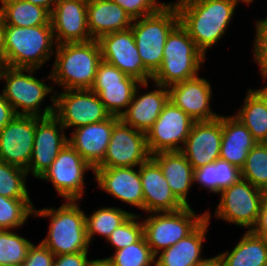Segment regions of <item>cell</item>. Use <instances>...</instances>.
Masks as SVG:
<instances>
[{"label":"cell","mask_w":267,"mask_h":266,"mask_svg":"<svg viewBox=\"0 0 267 266\" xmlns=\"http://www.w3.org/2000/svg\"><path fill=\"white\" fill-rule=\"evenodd\" d=\"M173 3L178 9L180 24L205 56L226 34L235 8L240 4L238 0H178Z\"/></svg>","instance_id":"1"},{"label":"cell","mask_w":267,"mask_h":266,"mask_svg":"<svg viewBox=\"0 0 267 266\" xmlns=\"http://www.w3.org/2000/svg\"><path fill=\"white\" fill-rule=\"evenodd\" d=\"M53 68L45 78L63 90L91 89L101 50L97 40L56 45Z\"/></svg>","instance_id":"2"},{"label":"cell","mask_w":267,"mask_h":266,"mask_svg":"<svg viewBox=\"0 0 267 266\" xmlns=\"http://www.w3.org/2000/svg\"><path fill=\"white\" fill-rule=\"evenodd\" d=\"M79 201L66 200L54 209H34V217L50 218L48 235L41 241L55 256L76 252H89L85 211ZM89 246V247H88Z\"/></svg>","instance_id":"3"},{"label":"cell","mask_w":267,"mask_h":266,"mask_svg":"<svg viewBox=\"0 0 267 266\" xmlns=\"http://www.w3.org/2000/svg\"><path fill=\"white\" fill-rule=\"evenodd\" d=\"M51 25L16 27L4 25V65L40 69L55 54ZM54 49V50H53Z\"/></svg>","instance_id":"4"},{"label":"cell","mask_w":267,"mask_h":266,"mask_svg":"<svg viewBox=\"0 0 267 266\" xmlns=\"http://www.w3.org/2000/svg\"><path fill=\"white\" fill-rule=\"evenodd\" d=\"M38 69L13 68L6 65L0 67V80L5 81L2 90L4 97L13 107L16 115L49 117L55 112V93L53 87L48 86L44 79L34 75ZM52 93V104L42 109L46 97ZM42 109V110H41Z\"/></svg>","instance_id":"5"},{"label":"cell","mask_w":267,"mask_h":266,"mask_svg":"<svg viewBox=\"0 0 267 266\" xmlns=\"http://www.w3.org/2000/svg\"><path fill=\"white\" fill-rule=\"evenodd\" d=\"M206 56L196 47L188 31L179 23L168 35L163 61L152 75L154 83L169 87L199 75Z\"/></svg>","instance_id":"6"},{"label":"cell","mask_w":267,"mask_h":266,"mask_svg":"<svg viewBox=\"0 0 267 266\" xmlns=\"http://www.w3.org/2000/svg\"><path fill=\"white\" fill-rule=\"evenodd\" d=\"M179 23L178 9L172 1L155 14L133 20L130 28L139 56L152 75L162 64L168 35Z\"/></svg>","instance_id":"7"},{"label":"cell","mask_w":267,"mask_h":266,"mask_svg":"<svg viewBox=\"0 0 267 266\" xmlns=\"http://www.w3.org/2000/svg\"><path fill=\"white\" fill-rule=\"evenodd\" d=\"M149 214L142 219L143 236L154 255L185 238L206 218L205 212L197 215L191 206Z\"/></svg>","instance_id":"8"},{"label":"cell","mask_w":267,"mask_h":266,"mask_svg":"<svg viewBox=\"0 0 267 266\" xmlns=\"http://www.w3.org/2000/svg\"><path fill=\"white\" fill-rule=\"evenodd\" d=\"M265 191L241 179L222 190L220 201L214 211L217 219L252 231L259 220L260 207Z\"/></svg>","instance_id":"9"},{"label":"cell","mask_w":267,"mask_h":266,"mask_svg":"<svg viewBox=\"0 0 267 266\" xmlns=\"http://www.w3.org/2000/svg\"><path fill=\"white\" fill-rule=\"evenodd\" d=\"M55 93L54 116L65 129H74L108 119L111 114L105 109L98 94L91 89L63 90Z\"/></svg>","instance_id":"10"},{"label":"cell","mask_w":267,"mask_h":266,"mask_svg":"<svg viewBox=\"0 0 267 266\" xmlns=\"http://www.w3.org/2000/svg\"><path fill=\"white\" fill-rule=\"evenodd\" d=\"M92 168L68 143L39 180L50 181L58 194L70 201H81L85 193V175Z\"/></svg>","instance_id":"11"},{"label":"cell","mask_w":267,"mask_h":266,"mask_svg":"<svg viewBox=\"0 0 267 266\" xmlns=\"http://www.w3.org/2000/svg\"><path fill=\"white\" fill-rule=\"evenodd\" d=\"M195 122L187 113L168 100L154 125L146 133L150 155L181 151Z\"/></svg>","instance_id":"12"},{"label":"cell","mask_w":267,"mask_h":266,"mask_svg":"<svg viewBox=\"0 0 267 266\" xmlns=\"http://www.w3.org/2000/svg\"><path fill=\"white\" fill-rule=\"evenodd\" d=\"M140 83L114 65L101 60L91 90L98 94L105 109L111 115L121 117L127 110L135 89Z\"/></svg>","instance_id":"13"},{"label":"cell","mask_w":267,"mask_h":266,"mask_svg":"<svg viewBox=\"0 0 267 266\" xmlns=\"http://www.w3.org/2000/svg\"><path fill=\"white\" fill-rule=\"evenodd\" d=\"M150 157L146 133L120 119L113 126L105 157L96 168L139 167Z\"/></svg>","instance_id":"14"},{"label":"cell","mask_w":267,"mask_h":266,"mask_svg":"<svg viewBox=\"0 0 267 266\" xmlns=\"http://www.w3.org/2000/svg\"><path fill=\"white\" fill-rule=\"evenodd\" d=\"M97 41L102 60L141 83L152 80V74L143 66L131 28L103 35Z\"/></svg>","instance_id":"15"},{"label":"cell","mask_w":267,"mask_h":266,"mask_svg":"<svg viewBox=\"0 0 267 266\" xmlns=\"http://www.w3.org/2000/svg\"><path fill=\"white\" fill-rule=\"evenodd\" d=\"M36 130V117L16 115L0 130V160L28 169Z\"/></svg>","instance_id":"16"},{"label":"cell","mask_w":267,"mask_h":266,"mask_svg":"<svg viewBox=\"0 0 267 266\" xmlns=\"http://www.w3.org/2000/svg\"><path fill=\"white\" fill-rule=\"evenodd\" d=\"M65 127L54 116L36 117V130L32 157L26 172L40 178L57 158L60 150L68 144Z\"/></svg>","instance_id":"17"},{"label":"cell","mask_w":267,"mask_h":266,"mask_svg":"<svg viewBox=\"0 0 267 266\" xmlns=\"http://www.w3.org/2000/svg\"><path fill=\"white\" fill-rule=\"evenodd\" d=\"M88 0H58L50 22L56 45L93 40L88 28Z\"/></svg>","instance_id":"18"},{"label":"cell","mask_w":267,"mask_h":266,"mask_svg":"<svg viewBox=\"0 0 267 266\" xmlns=\"http://www.w3.org/2000/svg\"><path fill=\"white\" fill-rule=\"evenodd\" d=\"M222 142V115L212 121L195 122L181 153L193 169L220 159Z\"/></svg>","instance_id":"19"},{"label":"cell","mask_w":267,"mask_h":266,"mask_svg":"<svg viewBox=\"0 0 267 266\" xmlns=\"http://www.w3.org/2000/svg\"><path fill=\"white\" fill-rule=\"evenodd\" d=\"M199 76L170 85L169 100L196 122L212 121L220 114L210 107L212 88L209 81Z\"/></svg>","instance_id":"20"},{"label":"cell","mask_w":267,"mask_h":266,"mask_svg":"<svg viewBox=\"0 0 267 266\" xmlns=\"http://www.w3.org/2000/svg\"><path fill=\"white\" fill-rule=\"evenodd\" d=\"M136 167L95 168V181L102 192L112 195L122 203L143 210V191Z\"/></svg>","instance_id":"21"},{"label":"cell","mask_w":267,"mask_h":266,"mask_svg":"<svg viewBox=\"0 0 267 266\" xmlns=\"http://www.w3.org/2000/svg\"><path fill=\"white\" fill-rule=\"evenodd\" d=\"M143 191V211L175 212L184 205L174 196L159 165L150 157L139 166Z\"/></svg>","instance_id":"22"},{"label":"cell","mask_w":267,"mask_h":266,"mask_svg":"<svg viewBox=\"0 0 267 266\" xmlns=\"http://www.w3.org/2000/svg\"><path fill=\"white\" fill-rule=\"evenodd\" d=\"M149 82L140 83L135 89L132 101L120 119L132 128L147 133L161 114L164 105L169 100V89L154 83L157 89L140 94L141 86L149 87ZM140 94V95H139Z\"/></svg>","instance_id":"23"},{"label":"cell","mask_w":267,"mask_h":266,"mask_svg":"<svg viewBox=\"0 0 267 266\" xmlns=\"http://www.w3.org/2000/svg\"><path fill=\"white\" fill-rule=\"evenodd\" d=\"M119 120L111 115L104 121L78 127L70 133L68 143L95 169L105 157L113 126Z\"/></svg>","instance_id":"24"},{"label":"cell","mask_w":267,"mask_h":266,"mask_svg":"<svg viewBox=\"0 0 267 266\" xmlns=\"http://www.w3.org/2000/svg\"><path fill=\"white\" fill-rule=\"evenodd\" d=\"M205 213L206 218L189 235L155 255L154 266H196L206 259L201 253L213 216L208 210Z\"/></svg>","instance_id":"25"},{"label":"cell","mask_w":267,"mask_h":266,"mask_svg":"<svg viewBox=\"0 0 267 266\" xmlns=\"http://www.w3.org/2000/svg\"><path fill=\"white\" fill-rule=\"evenodd\" d=\"M87 19L93 40L109 33L127 30L133 23L131 16L112 0H88Z\"/></svg>","instance_id":"26"},{"label":"cell","mask_w":267,"mask_h":266,"mask_svg":"<svg viewBox=\"0 0 267 266\" xmlns=\"http://www.w3.org/2000/svg\"><path fill=\"white\" fill-rule=\"evenodd\" d=\"M159 165L171 192L184 205L190 206L188 193L194 184L193 168L180 151L159 152L151 155Z\"/></svg>","instance_id":"27"},{"label":"cell","mask_w":267,"mask_h":266,"mask_svg":"<svg viewBox=\"0 0 267 266\" xmlns=\"http://www.w3.org/2000/svg\"><path fill=\"white\" fill-rule=\"evenodd\" d=\"M257 144L251 132L234 115H222L220 159L242 169L249 151Z\"/></svg>","instance_id":"28"},{"label":"cell","mask_w":267,"mask_h":266,"mask_svg":"<svg viewBox=\"0 0 267 266\" xmlns=\"http://www.w3.org/2000/svg\"><path fill=\"white\" fill-rule=\"evenodd\" d=\"M243 107L235 113L257 143H267V90L249 88Z\"/></svg>","instance_id":"29"},{"label":"cell","mask_w":267,"mask_h":266,"mask_svg":"<svg viewBox=\"0 0 267 266\" xmlns=\"http://www.w3.org/2000/svg\"><path fill=\"white\" fill-rule=\"evenodd\" d=\"M218 257L221 266H267V241L246 230L231 252H221Z\"/></svg>","instance_id":"30"},{"label":"cell","mask_w":267,"mask_h":266,"mask_svg":"<svg viewBox=\"0 0 267 266\" xmlns=\"http://www.w3.org/2000/svg\"><path fill=\"white\" fill-rule=\"evenodd\" d=\"M241 179V169L222 159L193 169L194 184L217 195Z\"/></svg>","instance_id":"31"},{"label":"cell","mask_w":267,"mask_h":266,"mask_svg":"<svg viewBox=\"0 0 267 266\" xmlns=\"http://www.w3.org/2000/svg\"><path fill=\"white\" fill-rule=\"evenodd\" d=\"M51 13L39 5L26 0L4 2L0 6V16L4 25L16 27H32L51 25Z\"/></svg>","instance_id":"32"},{"label":"cell","mask_w":267,"mask_h":266,"mask_svg":"<svg viewBox=\"0 0 267 266\" xmlns=\"http://www.w3.org/2000/svg\"><path fill=\"white\" fill-rule=\"evenodd\" d=\"M132 214L119 207H103L95 210L90 216L85 215L87 238L91 241L96 234L108 239L110 234L126 221Z\"/></svg>","instance_id":"33"},{"label":"cell","mask_w":267,"mask_h":266,"mask_svg":"<svg viewBox=\"0 0 267 266\" xmlns=\"http://www.w3.org/2000/svg\"><path fill=\"white\" fill-rule=\"evenodd\" d=\"M35 206L31 199H11L0 195V230H15L25 225Z\"/></svg>","instance_id":"34"},{"label":"cell","mask_w":267,"mask_h":266,"mask_svg":"<svg viewBox=\"0 0 267 266\" xmlns=\"http://www.w3.org/2000/svg\"><path fill=\"white\" fill-rule=\"evenodd\" d=\"M32 243L12 230H0V266H21Z\"/></svg>","instance_id":"35"},{"label":"cell","mask_w":267,"mask_h":266,"mask_svg":"<svg viewBox=\"0 0 267 266\" xmlns=\"http://www.w3.org/2000/svg\"><path fill=\"white\" fill-rule=\"evenodd\" d=\"M242 179L267 192V143H257L248 153Z\"/></svg>","instance_id":"36"},{"label":"cell","mask_w":267,"mask_h":266,"mask_svg":"<svg viewBox=\"0 0 267 266\" xmlns=\"http://www.w3.org/2000/svg\"><path fill=\"white\" fill-rule=\"evenodd\" d=\"M25 169L0 160V195L11 199H31Z\"/></svg>","instance_id":"37"},{"label":"cell","mask_w":267,"mask_h":266,"mask_svg":"<svg viewBox=\"0 0 267 266\" xmlns=\"http://www.w3.org/2000/svg\"><path fill=\"white\" fill-rule=\"evenodd\" d=\"M108 258L115 266L155 265V255L152 253L144 236L138 242L114 251L113 255Z\"/></svg>","instance_id":"38"},{"label":"cell","mask_w":267,"mask_h":266,"mask_svg":"<svg viewBox=\"0 0 267 266\" xmlns=\"http://www.w3.org/2000/svg\"><path fill=\"white\" fill-rule=\"evenodd\" d=\"M142 216L132 214L106 240L115 251L121 250L130 244L138 242L143 237Z\"/></svg>","instance_id":"39"},{"label":"cell","mask_w":267,"mask_h":266,"mask_svg":"<svg viewBox=\"0 0 267 266\" xmlns=\"http://www.w3.org/2000/svg\"><path fill=\"white\" fill-rule=\"evenodd\" d=\"M124 9L131 18L138 19L157 13L167 3L159 0H112Z\"/></svg>","instance_id":"40"},{"label":"cell","mask_w":267,"mask_h":266,"mask_svg":"<svg viewBox=\"0 0 267 266\" xmlns=\"http://www.w3.org/2000/svg\"><path fill=\"white\" fill-rule=\"evenodd\" d=\"M255 25L253 57L261 72L267 66V16L257 20Z\"/></svg>","instance_id":"41"},{"label":"cell","mask_w":267,"mask_h":266,"mask_svg":"<svg viewBox=\"0 0 267 266\" xmlns=\"http://www.w3.org/2000/svg\"><path fill=\"white\" fill-rule=\"evenodd\" d=\"M55 255L42 243L31 244L21 266H53Z\"/></svg>","instance_id":"42"},{"label":"cell","mask_w":267,"mask_h":266,"mask_svg":"<svg viewBox=\"0 0 267 266\" xmlns=\"http://www.w3.org/2000/svg\"><path fill=\"white\" fill-rule=\"evenodd\" d=\"M88 261V252L61 254L55 256L53 266H87Z\"/></svg>","instance_id":"43"},{"label":"cell","mask_w":267,"mask_h":266,"mask_svg":"<svg viewBox=\"0 0 267 266\" xmlns=\"http://www.w3.org/2000/svg\"><path fill=\"white\" fill-rule=\"evenodd\" d=\"M252 231L257 236L264 238L267 241V192L265 193L261 202L258 223Z\"/></svg>","instance_id":"44"},{"label":"cell","mask_w":267,"mask_h":266,"mask_svg":"<svg viewBox=\"0 0 267 266\" xmlns=\"http://www.w3.org/2000/svg\"><path fill=\"white\" fill-rule=\"evenodd\" d=\"M15 116L16 113L13 107L6 100L3 92L0 93V130L5 127Z\"/></svg>","instance_id":"45"},{"label":"cell","mask_w":267,"mask_h":266,"mask_svg":"<svg viewBox=\"0 0 267 266\" xmlns=\"http://www.w3.org/2000/svg\"><path fill=\"white\" fill-rule=\"evenodd\" d=\"M26 1H28L29 3L44 7L51 13L58 0H26Z\"/></svg>","instance_id":"46"},{"label":"cell","mask_w":267,"mask_h":266,"mask_svg":"<svg viewBox=\"0 0 267 266\" xmlns=\"http://www.w3.org/2000/svg\"><path fill=\"white\" fill-rule=\"evenodd\" d=\"M4 65V23L0 16V67Z\"/></svg>","instance_id":"47"},{"label":"cell","mask_w":267,"mask_h":266,"mask_svg":"<svg viewBox=\"0 0 267 266\" xmlns=\"http://www.w3.org/2000/svg\"><path fill=\"white\" fill-rule=\"evenodd\" d=\"M87 266H115L112 261L107 257L103 259H91L88 261Z\"/></svg>","instance_id":"48"},{"label":"cell","mask_w":267,"mask_h":266,"mask_svg":"<svg viewBox=\"0 0 267 266\" xmlns=\"http://www.w3.org/2000/svg\"><path fill=\"white\" fill-rule=\"evenodd\" d=\"M196 266H221V261L218 255L211 258H206L204 261L198 263Z\"/></svg>","instance_id":"49"},{"label":"cell","mask_w":267,"mask_h":266,"mask_svg":"<svg viewBox=\"0 0 267 266\" xmlns=\"http://www.w3.org/2000/svg\"><path fill=\"white\" fill-rule=\"evenodd\" d=\"M260 73H261V77L263 78V81L266 82V80H267V66Z\"/></svg>","instance_id":"50"},{"label":"cell","mask_w":267,"mask_h":266,"mask_svg":"<svg viewBox=\"0 0 267 266\" xmlns=\"http://www.w3.org/2000/svg\"><path fill=\"white\" fill-rule=\"evenodd\" d=\"M240 3H245L246 5L247 4H251L252 2H254L255 0H238Z\"/></svg>","instance_id":"51"},{"label":"cell","mask_w":267,"mask_h":266,"mask_svg":"<svg viewBox=\"0 0 267 266\" xmlns=\"http://www.w3.org/2000/svg\"><path fill=\"white\" fill-rule=\"evenodd\" d=\"M11 1H15V0H0V4H2L4 2H11Z\"/></svg>","instance_id":"52"},{"label":"cell","mask_w":267,"mask_h":266,"mask_svg":"<svg viewBox=\"0 0 267 266\" xmlns=\"http://www.w3.org/2000/svg\"><path fill=\"white\" fill-rule=\"evenodd\" d=\"M262 89H265V90H267V83H266L265 87H262Z\"/></svg>","instance_id":"53"}]
</instances>
